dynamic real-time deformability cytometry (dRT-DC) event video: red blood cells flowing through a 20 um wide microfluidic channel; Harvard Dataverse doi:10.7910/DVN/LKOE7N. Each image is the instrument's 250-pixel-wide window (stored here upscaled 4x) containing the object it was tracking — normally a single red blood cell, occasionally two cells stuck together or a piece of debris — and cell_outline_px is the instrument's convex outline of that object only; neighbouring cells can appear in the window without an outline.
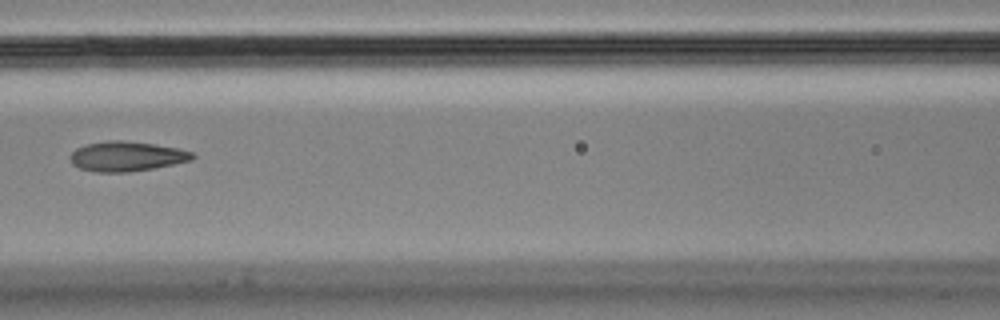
{"species": "Egyptian fruit bat (a non-hibernating species)", "species_latin": "Rousettus aegyptiacus", "temperature_condition": "cold", "stored_images_in_passage": 12, "camera_frame_rate_fps": 3000, "um_per_image_px": 0.085, "animal": {"sex": "male"}, "frame": {"image": 1, "passage_image": 4, "time_ms": 1.0, "image_size_px": [1000, 320], "cell_outline_px": [[196, 156], [192, 160], [152, 168], [128, 172], [96, 172], [80, 168], [72, 164], [68, 156], [76, 148], [88, 144], [108, 140], [124, 140], [180, 148], [192, 152]], "centroid_in_image_um": [10.75, 13.28], "position_along_channel_um": 155.9, "area_um2": 21.21}}
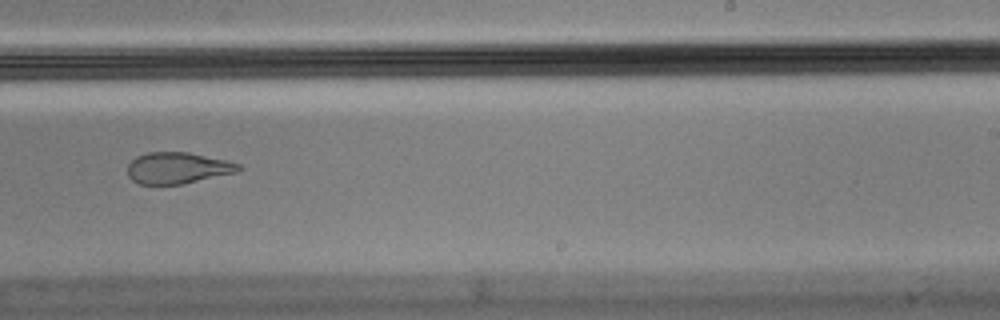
{"frame": {"image": 2, "passage_image": 7, "time_ms": 2.0, "image_size_px": [1000, 320], "cell_outline_px": [[244, 168], [240, 172], [184, 184], [140, 184], [132, 180], [128, 176], [128, 164], [136, 156], [148, 152], [188, 152], [228, 160], [240, 164]], "centroid_in_image_um": [15.16, 14.28], "position_along_channel_um": 273.8, "area_um2": 20.63}}
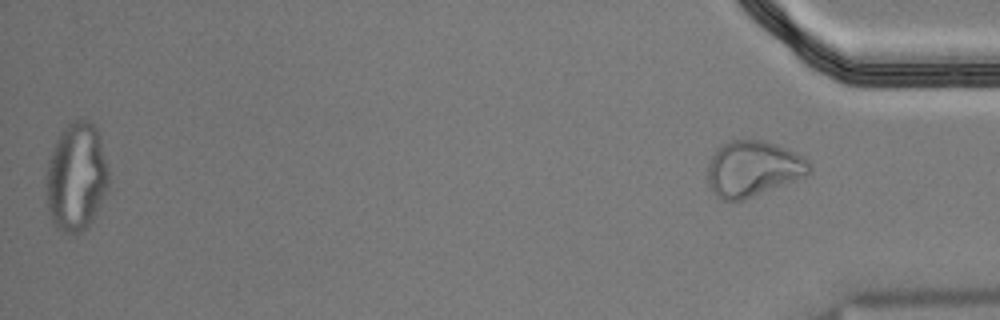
{"frame": {"image": 3, "passage_image": 12, "time_ms": 3.667, "image_size_px": [1000, 320], "cell_outline_px": [[812, 172], [804, 176], [740, 200], [724, 200], [716, 196], [712, 192], [708, 180], [708, 164], [716, 148], [732, 140], [764, 140], [776, 144], [808, 160], [812, 164]], "centroid_in_image_um": [63.98, 14.32], "position_along_channel_um": 371.2, "area_um2": 32.37}}